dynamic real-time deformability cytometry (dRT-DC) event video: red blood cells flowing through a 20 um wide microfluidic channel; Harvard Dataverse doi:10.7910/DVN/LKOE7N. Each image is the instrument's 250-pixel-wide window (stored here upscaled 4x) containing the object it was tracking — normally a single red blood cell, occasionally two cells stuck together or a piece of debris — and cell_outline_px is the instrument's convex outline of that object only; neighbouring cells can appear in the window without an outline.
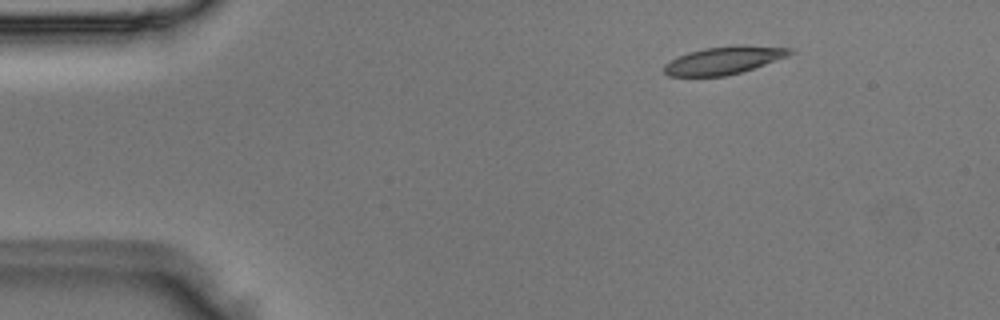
{"species": "Egyptian fruit bat (a non-hibernating species)", "species_latin": "Rousettus aegyptiacus", "temperature_condition": "room temperature", "stored_images_in_passage": 2, "camera_frame_rate_fps": 3000, "um_per_image_px": 0.085, "animal": {"sex": "male"}, "frame": {"image": 1, "passage_image": 1, "time_ms": 0.0, "image_size_px": [1000, 320], "cell_outline_px": [[796, 52], [788, 56], [740, 72], [724, 76], [668, 76], [664, 72], [664, 64], [688, 52], [704, 48], [736, 44], [744, 44], [792, 48]], "centroid_in_image_um": [61.56, 5.1], "position_along_channel_um": 23.4, "area_um2": 20.35}}